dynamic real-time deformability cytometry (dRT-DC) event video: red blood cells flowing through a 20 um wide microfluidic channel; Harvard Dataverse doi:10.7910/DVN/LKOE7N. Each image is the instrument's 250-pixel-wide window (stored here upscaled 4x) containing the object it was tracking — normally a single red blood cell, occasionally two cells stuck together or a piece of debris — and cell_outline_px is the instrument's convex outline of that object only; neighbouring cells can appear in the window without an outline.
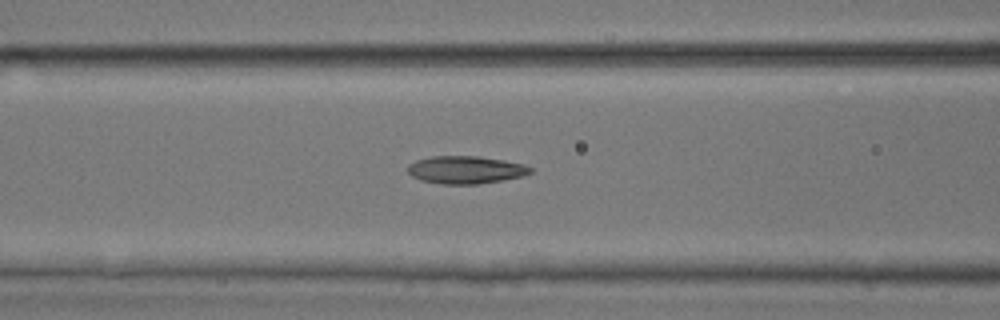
{"species": "common noctule bat (a hibernating species)", "species_latin": "Nyctalus noctula", "temperature_condition": "room temperature", "stored_images_in_passage": 30, "camera_frame_rate_fps": 3000, "um_per_image_px": 0.085, "animal": {"sex": "male", "body_mass_g": 17.9, "forearm_length_mm": 54.2}, "frame": {"image": 1, "passage_image": 10, "time_ms": 3.0, "image_size_px": [1000, 320], "cell_outline_px": [[532, 172], [520, 176], [500, 180], [476, 184], [440, 184], [420, 180], [412, 176], [408, 172], [408, 164], [416, 160], [432, 156], [480, 156], [504, 160], [524, 164], [532, 168]], "centroid_in_image_um": [39.55, 14.42], "position_along_channel_um": 127.1, "area_um2": 19.71}}
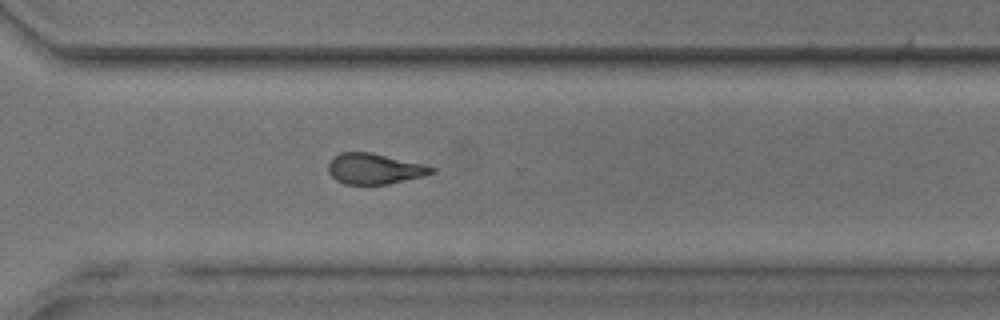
{"frame": {"image": 2, "passage_image": 25, "time_ms": 8.0, "image_size_px": [1000, 320], "cell_outline_px": [[436, 172], [424, 176], [388, 184], [344, 184], [336, 180], [328, 172], [328, 164], [340, 152], [372, 152], [424, 164], [436, 168]], "centroid_in_image_um": [31.86, 14.34], "position_along_channel_um": 338.7, "area_um2": 18.5}}
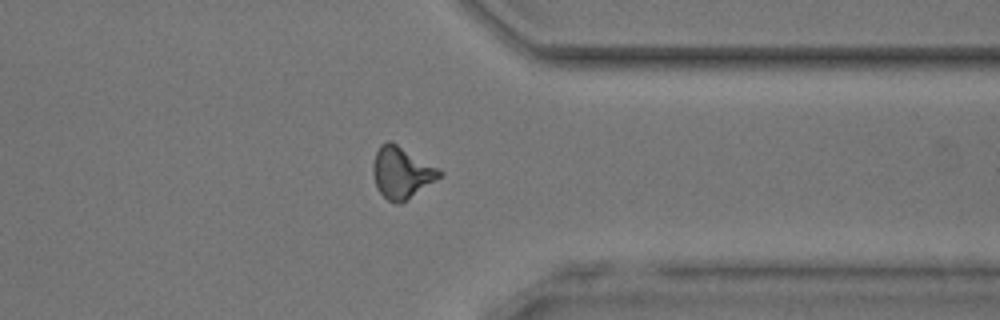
{"frame": {"image": 3, "passage_image": 28, "time_ms": 9.0, "image_size_px": [1000, 320], "cell_outline_px": [[444, 172], [440, 176], [400, 204], [396, 204], [388, 200], [376, 188], [372, 172], [372, 164], [376, 152], [380, 144], [388, 140], [392, 140]], "centroid_in_image_um": [34.08, 14.64], "position_along_channel_um": 377.3, "area_um2": 19.83}}